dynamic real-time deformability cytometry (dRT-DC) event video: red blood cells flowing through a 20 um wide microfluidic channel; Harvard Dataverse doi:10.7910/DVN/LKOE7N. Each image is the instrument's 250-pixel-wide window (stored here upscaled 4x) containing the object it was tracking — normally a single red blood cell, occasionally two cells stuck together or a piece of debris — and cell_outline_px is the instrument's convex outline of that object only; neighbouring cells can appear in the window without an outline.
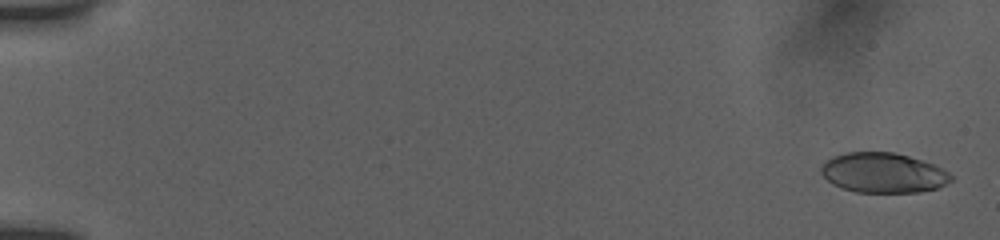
{"species": "human", "species_latin": "Homo sapiens", "temperature_condition": "room temperature", "stored_images_in_passage": 54, "camera_frame_rate_fps": 3000, "um_per_image_px": 0.085, "donor": {"sex": "female"}, "frame": {"image": 1, "passage_image": 2, "time_ms": 0.333, "image_size_px": [1000, 240], "cell_outline_px": [[952, 180], [936, 188], [920, 192], [856, 192], [832, 184], [820, 172], [820, 168], [824, 160], [832, 156], [848, 152], [892, 152], [908, 156], [932, 164], [948, 172], [952, 176]], "centroid_in_image_um": [75.02, 14.68], "position_along_channel_um": 10.0, "area_um2": 30.06}}
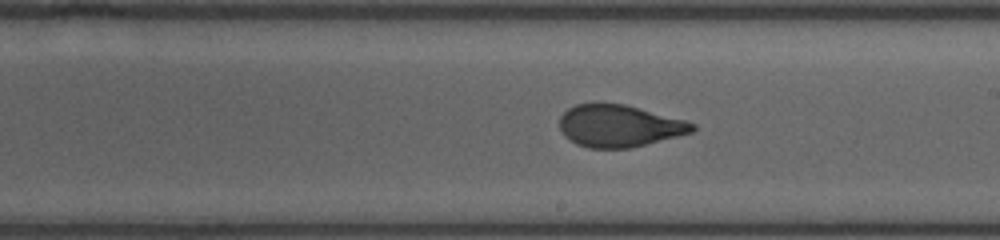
{"frame": {"image": 2, "passage_image": 33, "time_ms": 10.667, "image_size_px": [1000, 240], "cell_outline_px": [[696, 128], [692, 132], [628, 148], [588, 148], [576, 144], [568, 140], [564, 136], [560, 128], [560, 116], [568, 108], [576, 104], [624, 104], [684, 120], [696, 124]], "centroid_in_image_um": [52.58, 10.71], "position_along_channel_um": 236.4, "area_um2": 32.14}}
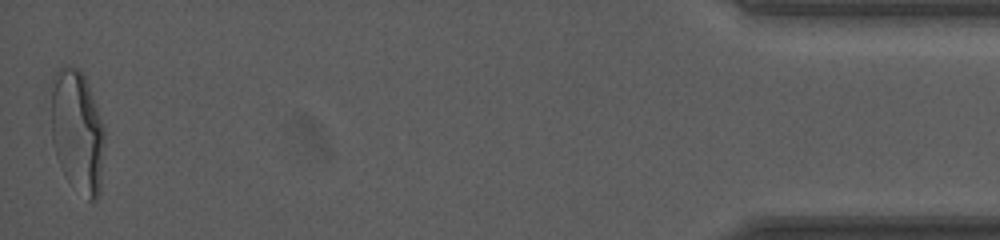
{"frame": {"image": 3, "passage_image": 54, "time_ms": 17.667, "image_size_px": [1000, 240], "cell_outline_px": [[104, 148], [100, 192], [96, 200], [88, 200], [60, 164], [56, 156], [52, 144], [52, 76], [60, 68], [76, 68], [84, 76], [104, 128]], "centroid_in_image_um": [6.58, 11.15], "position_along_channel_um": 428.6, "area_um2": 36.99}, "authors_computed_cell_mechanics": {"area_um2": 32.5703, "velocity_mm_per_s": 3.8973, "shape_relaxation_time_tau1_ms": 4.9509, "shape_relaxation_time_tau2_ms": 0.9192, "deformation_change_tau1": 0.1874, "deformation_change_tau2": 0.0739}}